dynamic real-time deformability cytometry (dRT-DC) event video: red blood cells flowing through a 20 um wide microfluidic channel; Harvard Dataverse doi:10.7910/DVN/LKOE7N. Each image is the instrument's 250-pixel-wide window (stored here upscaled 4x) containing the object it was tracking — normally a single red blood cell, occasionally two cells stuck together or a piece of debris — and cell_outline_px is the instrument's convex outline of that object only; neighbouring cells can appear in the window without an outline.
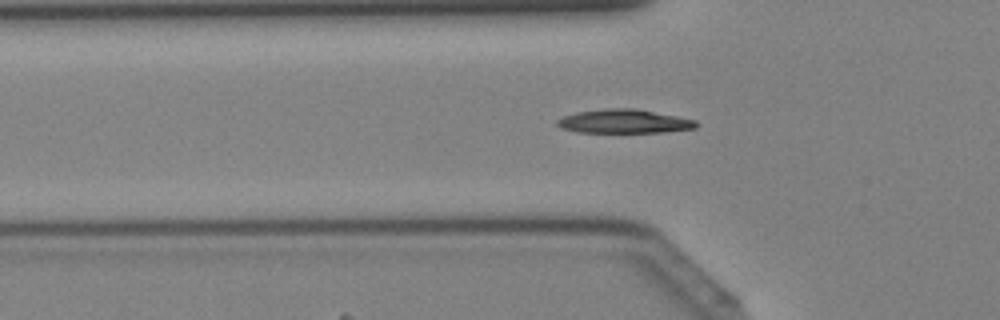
{"species": "Egyptian fruit bat (a non-hibernating species)", "species_latin": "Rousettus aegyptiacus", "temperature_condition": "cold", "stored_images_in_passage": 43, "camera_frame_rate_fps": 3000, "um_per_image_px": 0.085, "animal": {"sex": "female"}, "frame": {"image": 1, "passage_image": 15, "time_ms": 4.667, "image_size_px": [1000, 320], "cell_outline_px": [[696, 128], [664, 132], [576, 132], [560, 128], [556, 124], [556, 120], [564, 116], [576, 112], [604, 108], [636, 108], [696, 120]], "centroid_in_image_um": [53.0, 10.31], "position_along_channel_um": 72.8, "area_um2": 19.31}}
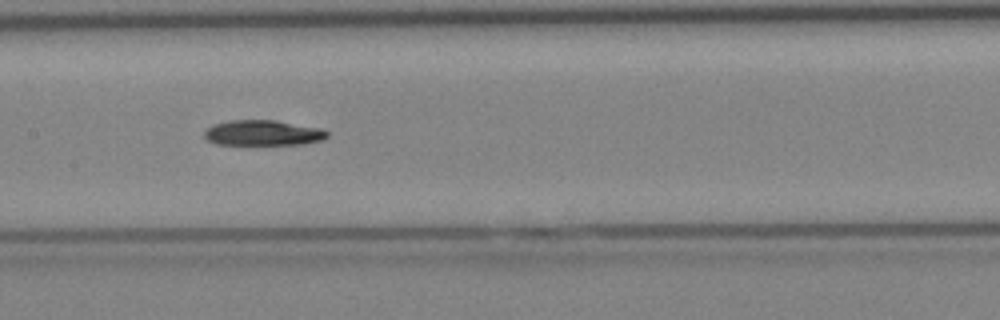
{"frame": {"image": 2, "passage_image": 22, "time_ms": 7.0, "image_size_px": [1000, 320], "cell_outline_px": [[328, 136], [324, 140], [304, 144], [216, 144], [208, 140], [204, 136], [204, 132], [212, 124], [232, 120], [276, 120], [320, 128], [328, 132]], "centroid_in_image_um": [22.37, 11.29], "position_along_channel_um": 185.0, "area_um2": 18.15}}
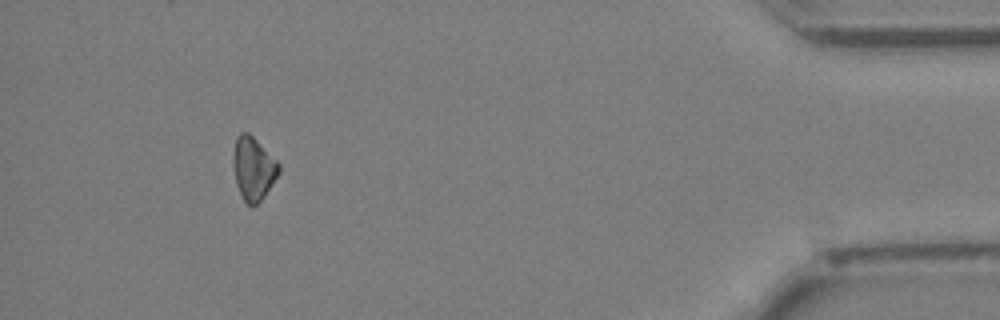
{"frame": {"image": 3, "passage_image": 40, "time_ms": 13.0, "image_size_px": [1000, 320], "cell_outline_px": [[280, 172], [264, 196], [256, 204], [248, 204], [240, 196], [236, 184], [232, 168], [232, 156], [236, 136], [240, 132], [248, 132], [280, 164]], "centroid_in_image_um": [21.49, 14.31], "position_along_channel_um": 413.7, "area_um2": 16.82}}